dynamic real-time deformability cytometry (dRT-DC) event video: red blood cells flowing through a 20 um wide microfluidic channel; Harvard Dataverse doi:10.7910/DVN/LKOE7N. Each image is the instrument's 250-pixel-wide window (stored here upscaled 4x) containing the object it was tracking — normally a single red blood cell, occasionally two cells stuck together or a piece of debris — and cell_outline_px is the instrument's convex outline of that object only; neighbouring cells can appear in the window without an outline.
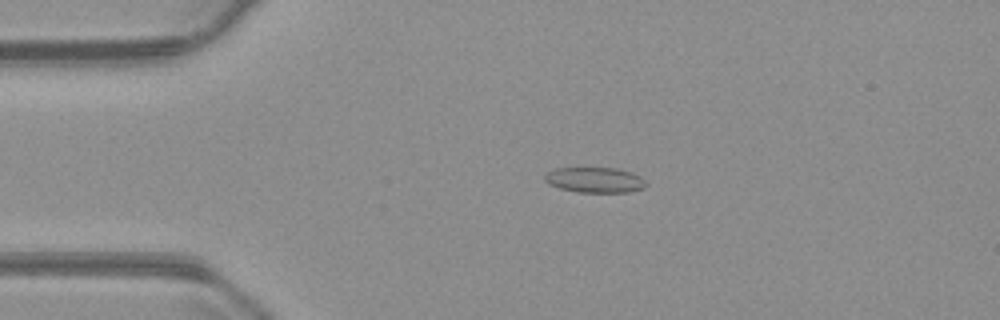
{"species": "common noctule bat (a hibernating species)", "species_latin": "Nyctalus noctula", "temperature_condition": "warm", "stored_images_in_passage": 56, "camera_frame_rate_fps": 3000, "um_per_image_px": 0.085, "animal": {"sex": "male", "body_mass_g": 23.1, "forearm_length_mm": 52.7}, "frame": {"image": 1, "passage_image": 12, "time_ms": 3.667, "image_size_px": [1000, 320], "cell_outline_px": [[648, 184], [644, 188], [628, 192], [580, 192], [560, 188], [548, 184], [544, 180], [544, 176], [548, 172], [556, 168], [616, 168], [632, 172], [640, 176]], "centroid_in_image_um": [50.58, 15.29], "position_along_channel_um": 34.4, "area_um2": 14.97}}
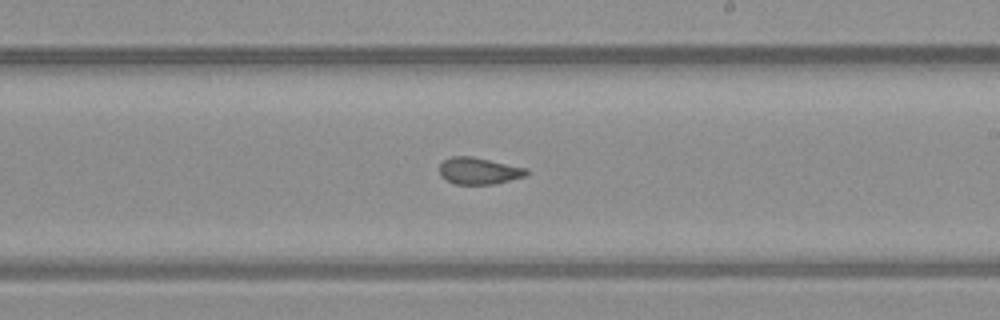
{"frame": {"image": 2, "passage_image": 32, "time_ms": 10.333, "image_size_px": [1000, 320], "cell_outline_px": [[528, 172], [524, 176], [496, 184], [456, 184], [440, 176], [440, 164], [444, 160], [452, 156], [472, 156], [528, 168]], "centroid_in_image_um": [40.71, 14.52], "position_along_channel_um": 248.3, "area_um2": 13.53}}
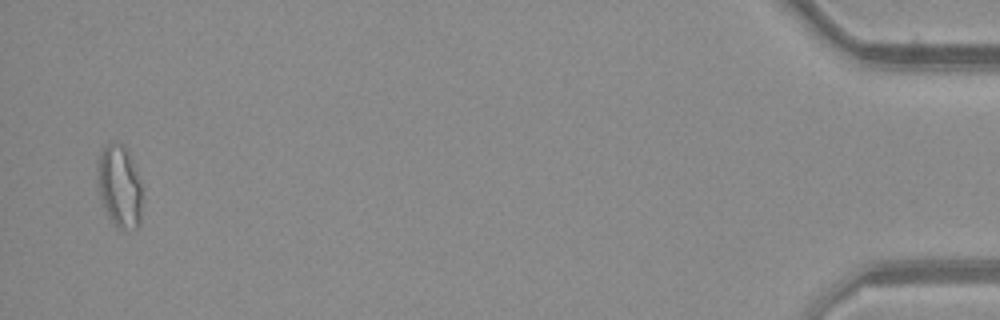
{"frame": {"image": 3, "passage_image": 54, "time_ms": 17.667, "image_size_px": [1000, 320], "cell_outline_px": [[140, 220], [136, 228], [120, 228], [108, 216], [100, 196], [96, 180], [96, 160], [104, 144], [112, 140], [124, 144], [128, 148], [140, 180]], "centroid_in_image_um": [10.11, 15.7], "position_along_channel_um": 425.1, "area_um2": 21.68}}